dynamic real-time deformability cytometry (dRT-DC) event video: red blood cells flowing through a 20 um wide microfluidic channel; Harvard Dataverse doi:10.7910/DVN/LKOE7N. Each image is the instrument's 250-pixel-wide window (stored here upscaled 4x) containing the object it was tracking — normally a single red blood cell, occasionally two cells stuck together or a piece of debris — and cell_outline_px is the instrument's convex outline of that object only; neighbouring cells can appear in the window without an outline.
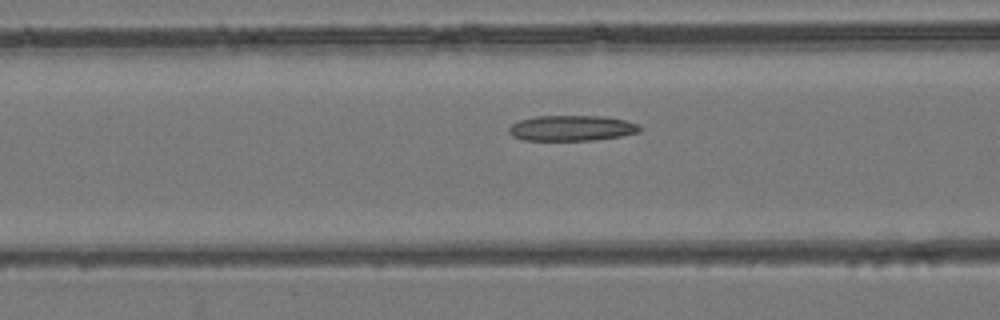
{"species": "common noctule bat (a hibernating species)", "species_latin": "Nyctalus noctula", "temperature_condition": "room temperature", "stored_images_in_passage": 19, "camera_frame_rate_fps": 3000, "um_per_image_px": 0.085, "animal": {"sex": "female", "body_mass_g": 24.6, "forearm_length_mm": 56.2}, "frame": {"image": 1, "passage_image": 9, "time_ms": 2.667, "image_size_px": [1000, 320], "cell_outline_px": [[640, 132], [620, 136], [592, 140], [524, 140], [512, 136], [508, 132], [508, 128], [512, 124], [520, 120], [536, 116], [604, 116], [624, 120], [636, 124], [640, 128]], "centroid_in_image_um": [48.55, 10.89], "position_along_channel_um": 118.0, "area_um2": 19.31}}